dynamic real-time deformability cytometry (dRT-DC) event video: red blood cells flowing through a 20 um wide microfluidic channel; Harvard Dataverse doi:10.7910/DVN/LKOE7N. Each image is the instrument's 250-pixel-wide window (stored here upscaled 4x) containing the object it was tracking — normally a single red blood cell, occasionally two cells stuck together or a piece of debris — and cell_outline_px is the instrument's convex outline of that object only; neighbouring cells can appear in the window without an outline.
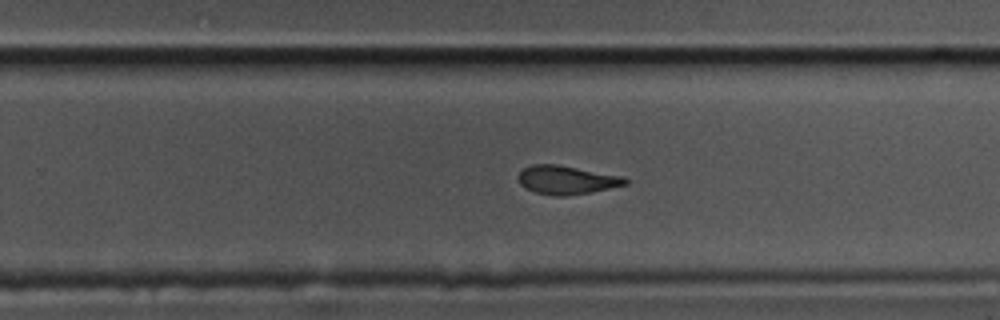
{"species": "common noctule bat (a hibernating species)", "species_latin": "Nyctalus noctula", "temperature_condition": "cold", "stored_images_in_passage": 53, "camera_frame_rate_fps": 3000, "um_per_image_px": 0.085, "animal": {"sex": "male", "body_mass_g": 17.5, "forearm_length_mm": 52.3}, "frame": {"image": 1, "passage_image": 31, "time_ms": 10.0, "image_size_px": [1000, 320], "cell_outline_px": [[628, 184], [592, 192], [564, 196], [552, 196], [536, 192], [524, 188], [516, 180], [520, 172], [524, 168], [532, 164], [556, 164], [624, 176], [628, 180]], "centroid_in_image_um": [48.15, 15.3], "position_along_channel_um": 281.7, "area_um2": 17.98}}
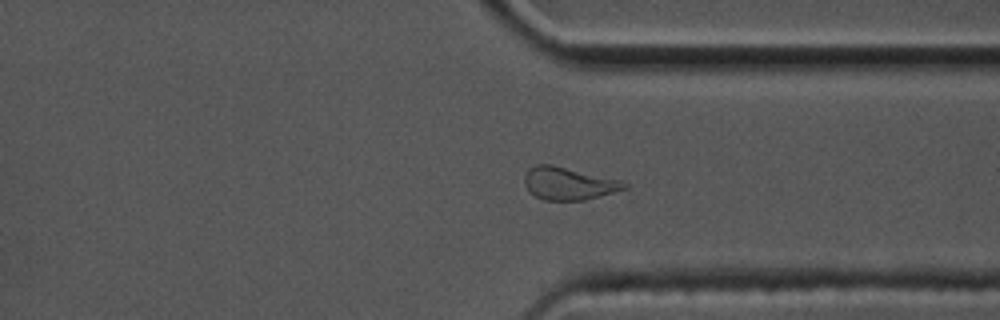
{"frame": {"image": 2, "passage_image": 38, "time_ms": 12.333, "image_size_px": [1000, 320], "cell_outline_px": [[628, 188], [584, 200], [544, 200], [528, 192], [524, 184], [524, 176], [528, 168], [536, 164], [552, 164], [620, 180], [628, 184]], "centroid_in_image_um": [48.28, 15.59], "position_along_channel_um": 363.1, "area_um2": 19.02}}
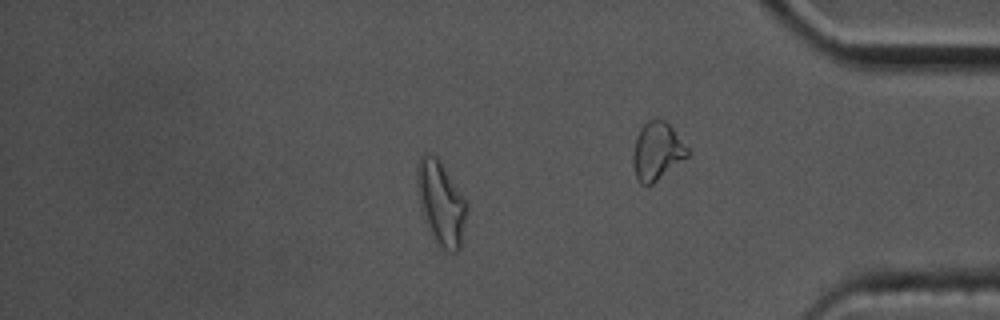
{"frame": {"image": 3, "passage_image": 44, "time_ms": 14.333, "image_size_px": [1000, 320], "cell_outline_px": [[468, 208], [460, 248], [456, 252], [448, 252], [436, 240], [432, 232], [416, 184], [416, 164], [420, 156], [424, 152], [428, 152], [436, 156], [440, 160], [468, 204]], "centroid_in_image_um": [37.52, 17.16], "position_along_channel_um": 397.7, "area_um2": 23.41}, "authors_computed_cell_mechanics": {"area_um2": 18.3226, "velocity_mm_per_s": 3.4779, "shape_relaxation_time_tau1_ms": 8.6282, "shape_relaxation_time_tau2_ms": 4.6904, "deformation_change_tau1": 0.209, "deformation_change_tau2": 0.1248}}